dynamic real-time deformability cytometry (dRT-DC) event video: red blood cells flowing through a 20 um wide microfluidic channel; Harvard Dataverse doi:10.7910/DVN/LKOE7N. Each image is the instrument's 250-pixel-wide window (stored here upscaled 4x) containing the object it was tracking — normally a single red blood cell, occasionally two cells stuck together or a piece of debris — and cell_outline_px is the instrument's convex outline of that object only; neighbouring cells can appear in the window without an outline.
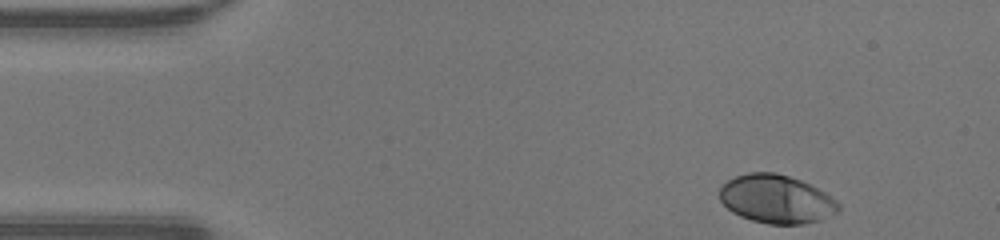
{"species": "human", "species_latin": "Homo sapiens", "temperature_condition": "warm", "stored_images_in_passage": 36, "camera_frame_rate_fps": 3000, "um_per_image_px": 0.085, "donor": {"sex": "male"}, "frame": {"image": 1, "passage_image": 1, "time_ms": 0.0, "image_size_px": [1000, 240], "cell_outline_px": [[840, 208], [832, 216], [820, 220], [804, 224], [768, 224], [752, 220], [740, 216], [732, 212], [720, 200], [720, 188], [728, 180], [736, 176], [748, 172], [776, 172], [800, 180], [824, 192], [836, 200], [840, 204]], "centroid_in_image_um": [66.0, 16.93], "position_along_channel_um": 19.0, "area_um2": 33.47}}
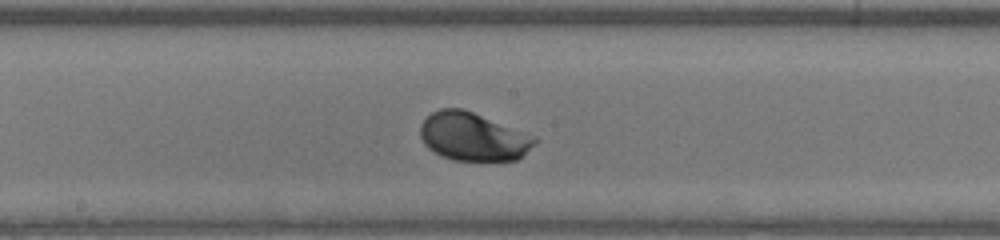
{"frame": {"image": 2, "passage_image": 21, "time_ms": 6.667, "image_size_px": [1000, 240], "cell_outline_px": [[540, 140], [516, 160], [452, 160], [440, 156], [432, 152], [424, 144], [420, 136], [420, 124], [432, 112], [440, 108], [464, 108], [536, 136]], "centroid_in_image_um": [40.2, 11.61], "position_along_channel_um": 208.0, "area_um2": 32.43}}
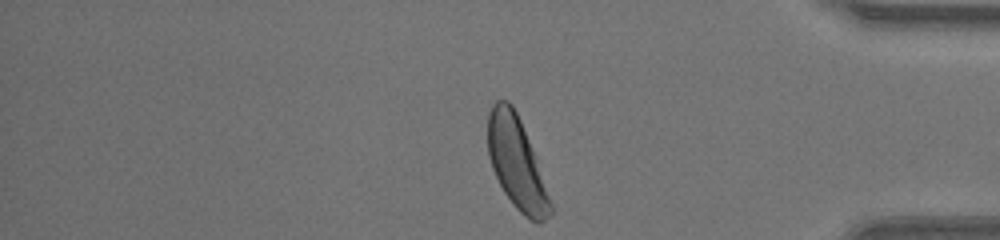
{"frame": {"image": 3, "passage_image": 36, "time_ms": 11.667, "image_size_px": [1000, 240], "cell_outline_px": [[552, 216], [540, 224], [536, 224], [524, 216], [516, 208], [504, 192], [492, 168], [488, 156], [488, 112], [492, 104], [496, 100], [508, 100], [512, 104], [520, 120], [536, 156], [552, 204]], "centroid_in_image_um": [43.92, 13.88], "position_along_channel_um": 391.3, "area_um2": 33.58}, "authors_computed_cell_mechanics": {"area_um2": 32.368, "velocity_mm_per_s": 4.2244, "shape_relaxation_time_tau1_ms": 1.2545, "shape_relaxation_time_tau2_ms": null, "deformation_change_tau1": 0.1223, "deformation_change_tau2": null}}